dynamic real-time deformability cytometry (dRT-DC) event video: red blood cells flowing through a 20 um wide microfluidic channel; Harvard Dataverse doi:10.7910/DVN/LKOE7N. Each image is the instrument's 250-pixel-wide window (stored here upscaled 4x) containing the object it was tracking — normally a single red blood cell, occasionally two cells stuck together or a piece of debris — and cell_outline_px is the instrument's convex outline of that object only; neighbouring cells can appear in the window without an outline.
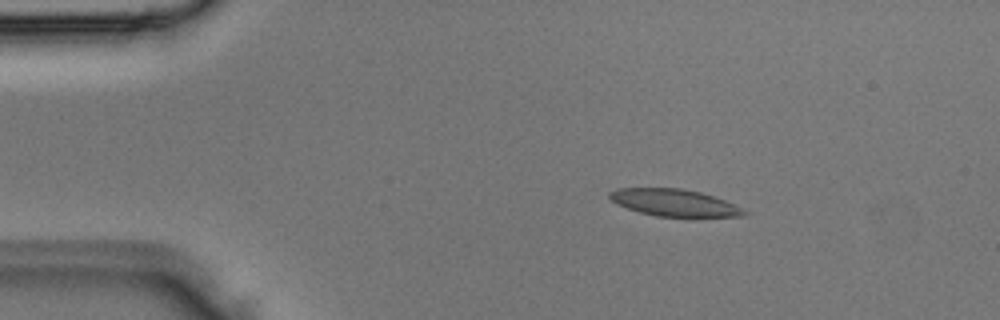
{"species": "Egyptian fruit bat (a non-hibernating species)", "species_latin": "Rousettus aegyptiacus", "temperature_condition": "room temperature", "stored_images_in_passage": 2, "camera_frame_rate_fps": 3000, "um_per_image_px": 0.085, "animal": {"sex": "male"}, "frame": {"image": 1, "passage_image": 1, "time_ms": 0.0, "image_size_px": [1000, 320], "cell_outline_px": [[748, 212], [744, 216], [656, 216], [640, 212], [616, 204], [608, 196], [608, 192], [616, 188], [680, 188], [700, 192], [724, 200]], "centroid_in_image_um": [57.24, 17.21], "position_along_channel_um": 27.8, "area_um2": 20.81}}